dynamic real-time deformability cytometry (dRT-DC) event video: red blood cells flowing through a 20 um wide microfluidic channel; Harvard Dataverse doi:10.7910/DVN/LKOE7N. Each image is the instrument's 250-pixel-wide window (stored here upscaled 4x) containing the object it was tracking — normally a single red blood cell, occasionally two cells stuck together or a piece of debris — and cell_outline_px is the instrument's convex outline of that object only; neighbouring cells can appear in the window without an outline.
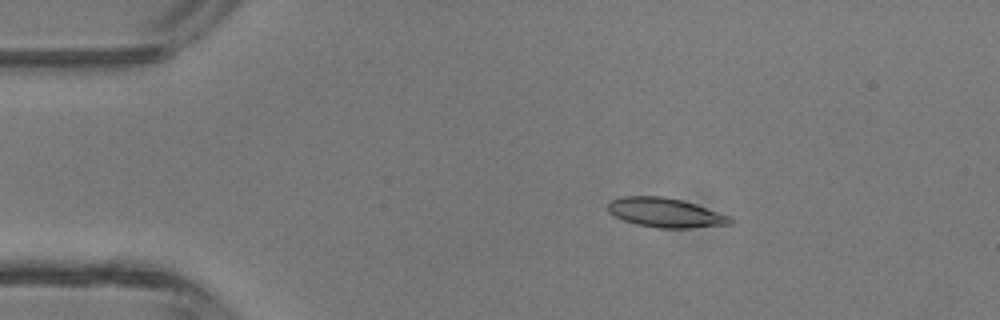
{"species": "common noctule bat (a hibernating species)", "species_latin": "Nyctalus noctula", "temperature_condition": "room temperature", "stored_images_in_passage": 5, "camera_frame_rate_fps": 3000, "um_per_image_px": 0.085, "animal": {"sex": "male", "body_mass_g": 13.3}, "frame": {"image": 1, "passage_image": 3, "time_ms": 0.667, "image_size_px": [1000, 320], "cell_outline_px": [[732, 224], [688, 228], [656, 228], [636, 224], [624, 220], [608, 212], [608, 204], [612, 200], [620, 196], [660, 196], [680, 200], [696, 204], [732, 216]], "centroid_in_image_um": [56.58, 18.08], "position_along_channel_um": 28.4, "area_um2": 20.92}}
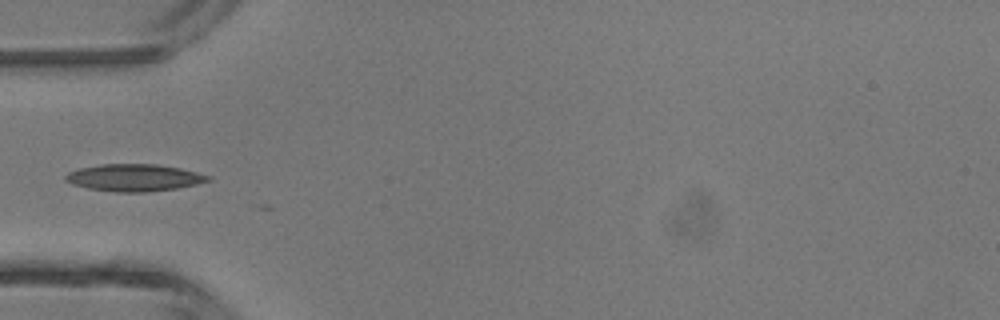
{"frame": {"image": 2, "passage_image": 5, "time_ms": 1.333, "image_size_px": [1000, 320], "cell_outline_px": [[212, 180], [196, 184], [176, 188], [144, 192], [116, 192], [88, 188], [72, 184], [64, 180], [64, 176], [68, 172], [80, 168], [100, 164], [156, 164], [180, 168], [212, 176]], "centroid_in_image_um": [11.39, 15.09], "position_along_channel_um": 73.6, "area_um2": 22.48}}